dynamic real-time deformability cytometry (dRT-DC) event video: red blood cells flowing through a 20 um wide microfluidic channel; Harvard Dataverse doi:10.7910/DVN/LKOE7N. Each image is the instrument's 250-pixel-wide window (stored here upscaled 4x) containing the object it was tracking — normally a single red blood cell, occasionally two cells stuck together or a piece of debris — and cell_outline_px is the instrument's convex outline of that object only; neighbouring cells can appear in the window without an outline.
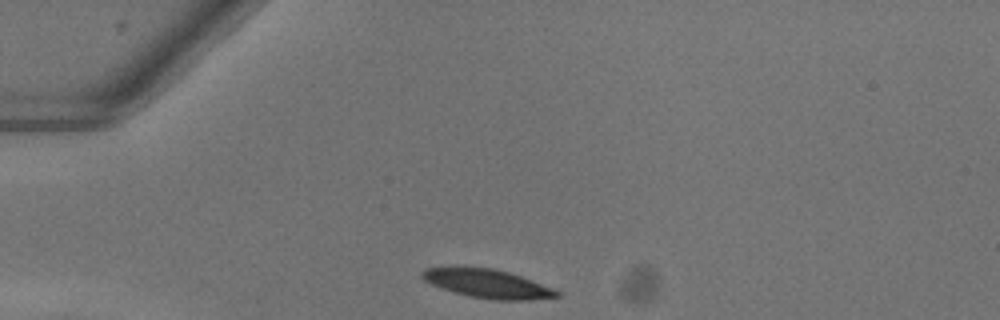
{"species": "common noctule bat (a hibernating species)", "species_latin": "Nyctalus noctula", "temperature_condition": "warm", "stored_images_in_passage": 33, "camera_frame_rate_fps": 3000, "um_per_image_px": 0.085, "animal": {"sex": "female"}, "frame": {"image": 1, "passage_image": 1, "time_ms": 0.0, "image_size_px": [1000, 320], "cell_outline_px": [[560, 296], [528, 300], [492, 300], [472, 296], [440, 288], [424, 280], [420, 276], [420, 272], [428, 268], [496, 268], [520, 276], [552, 288], [560, 292]], "centroid_in_image_um": [41.45, 24.12], "position_along_channel_um": 43.6, "area_um2": 21.96}}
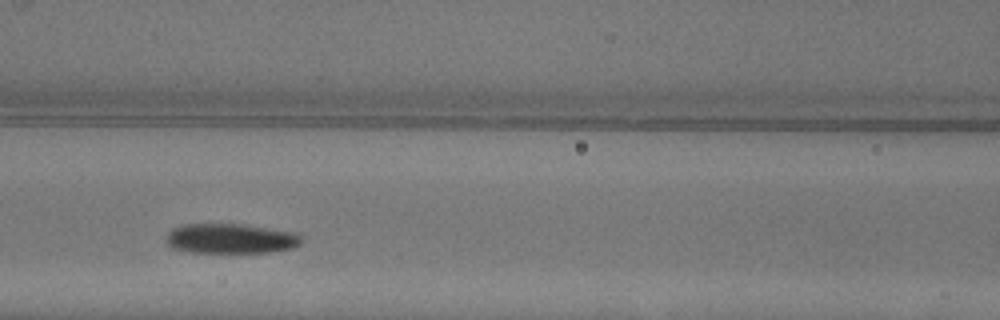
{"frame": {"image": 2, "passage_image": 11, "time_ms": 3.333, "image_size_px": [1000, 320], "cell_outline_px": [[304, 240], [300, 244], [292, 248], [272, 252], [192, 252], [172, 248], [164, 240], [168, 232], [172, 228], [184, 224], [244, 224], [296, 232]], "centroid_in_image_um": [19.61, 20.27], "position_along_channel_um": 147.0, "area_um2": 23.76}}
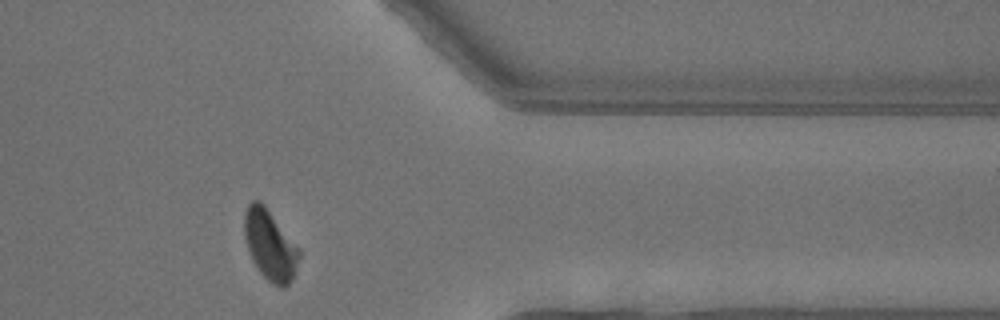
{"frame": {"image": 3, "passage_image": 30, "time_ms": 9.667, "image_size_px": [1000, 320], "cell_outline_px": [[300, 256], [292, 280], [284, 288], [280, 288], [272, 284], [260, 272], [252, 260], [248, 252], [244, 236], [244, 212], [248, 204], [252, 200], [260, 200], [264, 204], [300, 248]], "centroid_in_image_um": [22.95, 20.82], "position_along_channel_um": 388.5, "area_um2": 22.66}, "authors_computed_cell_mechanics": {"area_um2": 23.9292, "velocity_mm_per_s": 4.0221, "shape_relaxation_time_tau1_ms": 2.971, "shape_relaxation_time_tau2_ms": 2.9578, "deformation_change_tau1": 0.1723, "deformation_change_tau2": 0.0734}}